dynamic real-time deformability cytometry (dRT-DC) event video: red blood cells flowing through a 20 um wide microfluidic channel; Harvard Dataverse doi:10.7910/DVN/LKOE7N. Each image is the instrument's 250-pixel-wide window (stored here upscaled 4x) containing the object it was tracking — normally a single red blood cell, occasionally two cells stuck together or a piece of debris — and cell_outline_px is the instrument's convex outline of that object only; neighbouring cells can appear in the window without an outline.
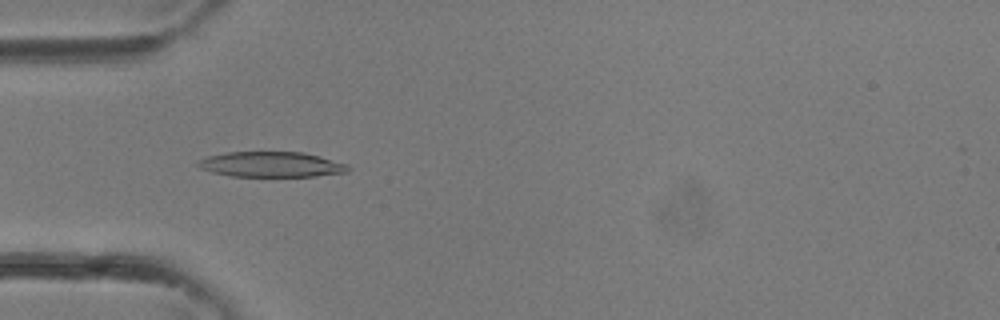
{"species": "common noctule bat (a hibernating species)", "species_latin": "Nyctalus noctula", "temperature_condition": "room temperature", "stored_images_in_passage": 19, "camera_frame_rate_fps": 3000, "um_per_image_px": 0.085, "animal": {"sex": "female"}, "frame": {"image": 1, "passage_image": 11, "time_ms": 3.333, "image_size_px": [1000, 320], "cell_outline_px": [[348, 172], [316, 176], [232, 176], [212, 172], [200, 168], [196, 164], [200, 160], [208, 156], [228, 152], [304, 152], [320, 156], [348, 164]], "centroid_in_image_um": [23.08, 13.97], "position_along_channel_um": 61.9, "area_um2": 22.02}}
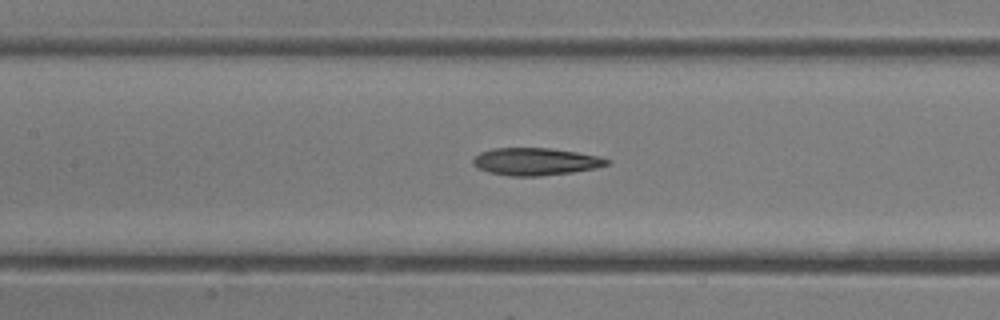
{"frame": {"image": 2, "passage_image": 16, "time_ms": 5.0, "image_size_px": [1000, 320], "cell_outline_px": [[612, 160], [608, 164], [596, 168], [572, 172], [540, 176], [508, 176], [488, 172], [476, 168], [472, 164], [472, 160], [480, 152], [492, 148], [548, 148], [576, 152], [600, 156]], "centroid_in_image_um": [45.5, 13.74], "position_along_channel_um": 161.9, "area_um2": 21.5}}
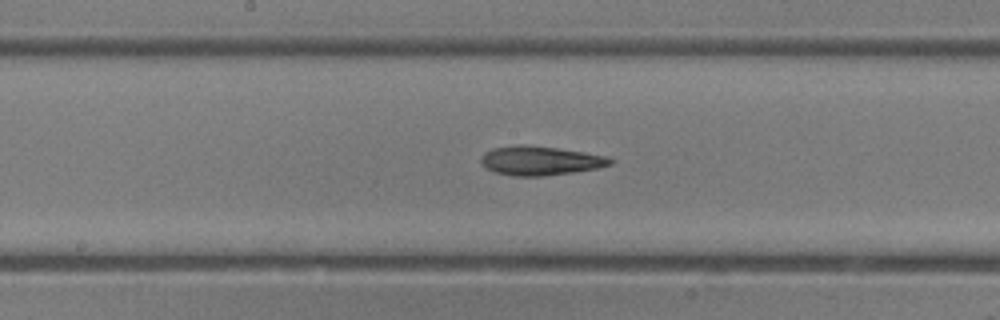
{"frame": {"image": 3, "passage_image": 18, "time_ms": 5.667, "image_size_px": [1000, 320], "cell_outline_px": [[612, 164], [596, 168], [572, 172], [544, 176], [512, 176], [492, 172], [480, 160], [480, 156], [484, 152], [492, 148], [520, 144], [524, 144], [556, 148], [584, 152], [608, 156], [612, 160]], "centroid_in_image_um": [45.88, 13.65], "position_along_channel_um": 202.3, "area_um2": 21.91}}